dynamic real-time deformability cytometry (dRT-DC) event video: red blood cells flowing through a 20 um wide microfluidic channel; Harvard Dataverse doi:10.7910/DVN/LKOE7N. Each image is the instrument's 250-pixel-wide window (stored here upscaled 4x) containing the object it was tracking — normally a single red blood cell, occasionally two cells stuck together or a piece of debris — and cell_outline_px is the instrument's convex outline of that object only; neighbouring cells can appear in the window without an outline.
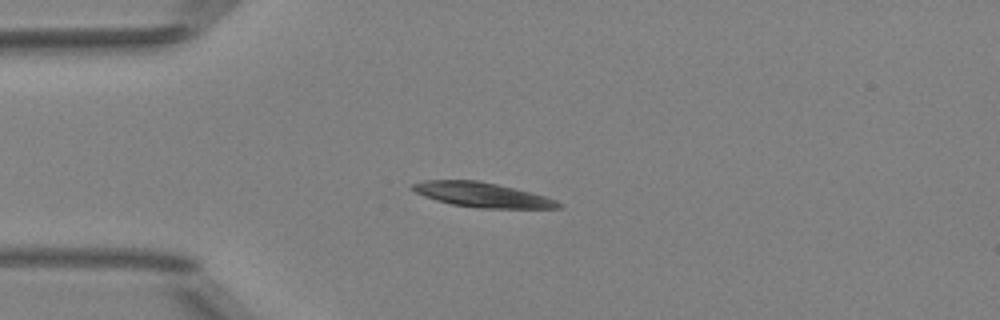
{"species": "Egyptian fruit bat (a non-hibernating species)", "species_latin": "Rousettus aegyptiacus", "temperature_condition": "room temperature", "stored_images_in_passage": 16, "camera_frame_rate_fps": 3000, "um_per_image_px": 0.085, "animal": {"sex": "female"}, "frame": {"image": 1, "passage_image": 13, "time_ms": 4.0, "image_size_px": [1000, 320], "cell_outline_px": [[560, 208], [480, 208], [452, 204], [436, 200], [424, 196], [416, 192], [412, 188], [412, 184], [424, 180], [480, 180], [532, 192], [556, 200], [560, 204]], "centroid_in_image_um": [40.97, 16.55], "position_along_channel_um": 44.0, "area_um2": 20.81}}